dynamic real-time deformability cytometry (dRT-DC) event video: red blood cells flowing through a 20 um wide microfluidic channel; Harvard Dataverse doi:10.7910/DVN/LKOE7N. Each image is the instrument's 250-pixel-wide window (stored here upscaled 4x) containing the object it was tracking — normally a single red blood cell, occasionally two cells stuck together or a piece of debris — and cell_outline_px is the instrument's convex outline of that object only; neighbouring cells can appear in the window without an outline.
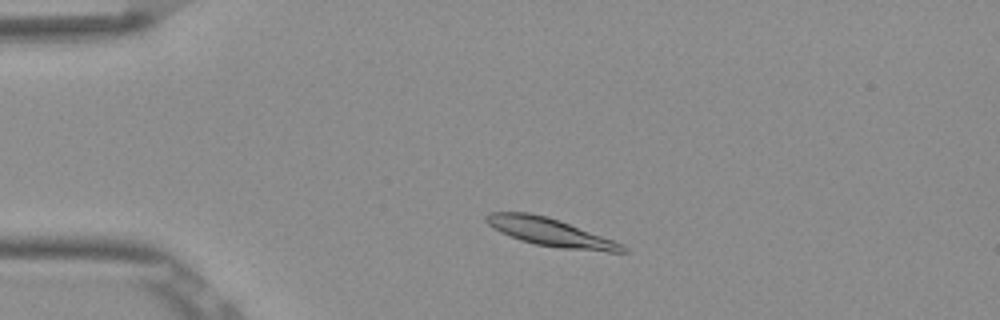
{"species": "Egyptian fruit bat (a non-hibernating species)", "species_latin": "Rousettus aegyptiacus", "temperature_condition": "room temperature", "stored_images_in_passage": 46, "camera_frame_rate_fps": 3000, "um_per_image_px": 0.085, "frame": {"image": 1, "passage_image": 5, "time_ms": 1.333, "image_size_px": [1000, 320], "cell_outline_px": [[628, 252], [608, 252], [560, 248], [536, 244], [520, 240], [500, 232], [492, 228], [484, 220], [484, 216], [488, 212], [528, 212], [548, 216], [560, 220], [612, 240], [628, 248]], "centroid_in_image_um": [46.72, 19.73], "position_along_channel_um": 38.3, "area_um2": 22.2}}
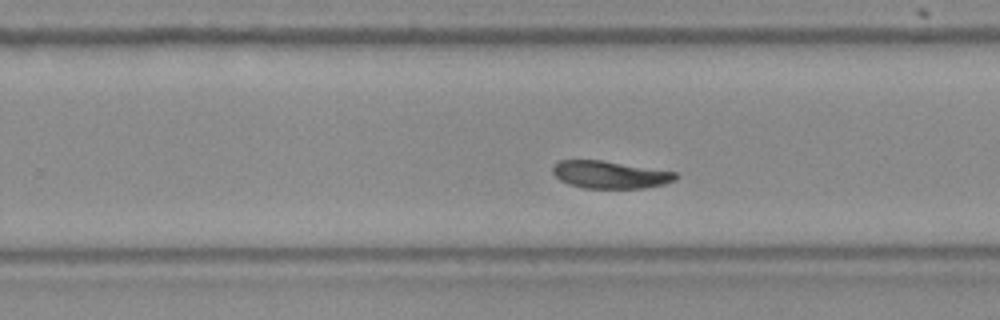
{"frame": {"image": 2, "passage_image": 27, "time_ms": 8.667, "image_size_px": [1000, 320], "cell_outline_px": [[680, 176], [676, 180], [664, 184], [644, 188], [584, 188], [568, 184], [560, 180], [552, 172], [552, 164], [556, 160], [600, 160], [676, 172]], "centroid_in_image_um": [51.83, 14.84], "position_along_channel_um": 278.0, "area_um2": 19.77}}
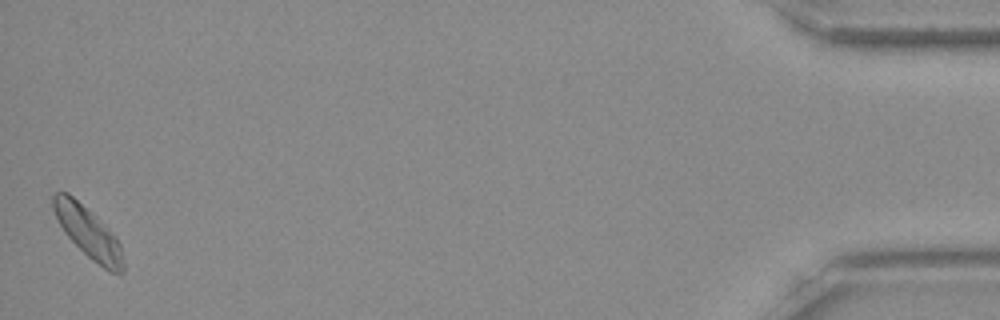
{"frame": {"image": 3, "passage_image": 46, "time_ms": 15.0, "image_size_px": [1000, 320], "cell_outline_px": [[124, 272], [112, 272], [104, 268], [92, 260], [64, 232], [52, 208], [52, 196], [56, 192], [68, 192], [92, 212], [116, 236], [120, 244], [124, 260]], "centroid_in_image_um": [7.5, 19.73], "position_along_channel_um": 427.7, "area_um2": 20.58}, "authors_computed_cell_mechanics": {"area_um2": 20.808, "velocity_mm_per_s": 3.7848, "shape_relaxation_time_tau1_ms": 2.3401, "shape_relaxation_time_tau2_ms": 2.2423, "deformation_change_tau1": 0.1018, "deformation_change_tau2": 0.056}}